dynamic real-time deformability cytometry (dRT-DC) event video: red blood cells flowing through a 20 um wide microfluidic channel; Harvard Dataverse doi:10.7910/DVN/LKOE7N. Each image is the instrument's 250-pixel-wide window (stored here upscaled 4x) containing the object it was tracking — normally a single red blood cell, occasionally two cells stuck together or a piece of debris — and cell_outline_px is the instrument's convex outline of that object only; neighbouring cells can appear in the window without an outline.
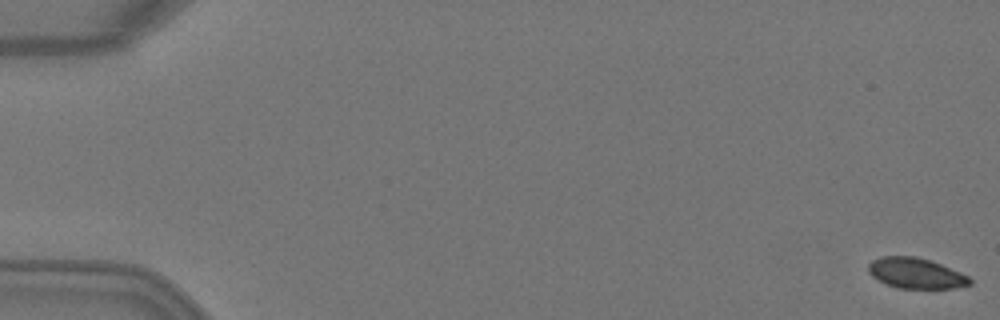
{"species": "Egyptian fruit bat (a non-hibernating species)", "species_latin": "Rousettus aegyptiacus", "temperature_condition": "warm", "stored_images_in_passage": 5, "camera_frame_rate_fps": 3000, "um_per_image_px": 0.085, "animal": {"sex": "female"}, "frame": {"image": 1, "passage_image": 1, "time_ms": 0.0, "image_size_px": [1000, 320], "cell_outline_px": [[972, 284], [956, 288], [896, 288], [872, 276], [868, 272], [868, 264], [872, 260], [880, 256], [916, 256], [932, 260], [960, 272], [968, 276], [972, 280]], "centroid_in_image_um": [77.86, 23.21], "position_along_channel_um": 7.1, "area_um2": 18.15}}
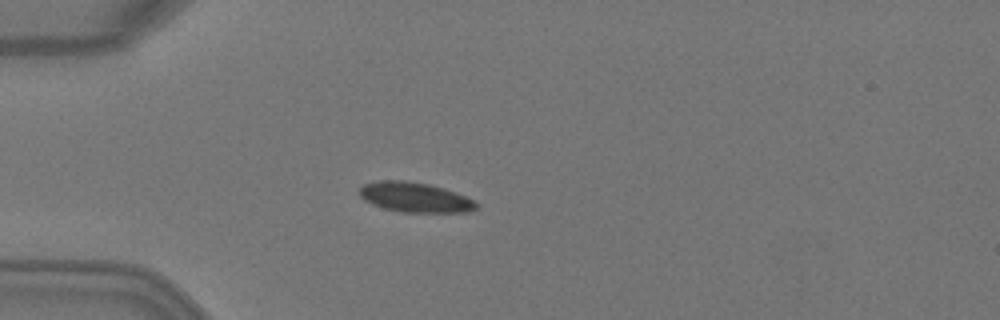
{"frame": {"image": 2, "passage_image": 4, "time_ms": 1.0, "image_size_px": [1000, 320], "cell_outline_px": [[480, 204], [476, 208], [468, 212], [400, 212], [384, 208], [372, 204], [364, 200], [360, 196], [360, 188], [364, 184], [380, 180], [404, 180], [428, 184], [444, 188], [476, 200]], "centroid_in_image_um": [35.3, 16.77], "position_along_channel_um": 49.7, "area_um2": 20.4}}